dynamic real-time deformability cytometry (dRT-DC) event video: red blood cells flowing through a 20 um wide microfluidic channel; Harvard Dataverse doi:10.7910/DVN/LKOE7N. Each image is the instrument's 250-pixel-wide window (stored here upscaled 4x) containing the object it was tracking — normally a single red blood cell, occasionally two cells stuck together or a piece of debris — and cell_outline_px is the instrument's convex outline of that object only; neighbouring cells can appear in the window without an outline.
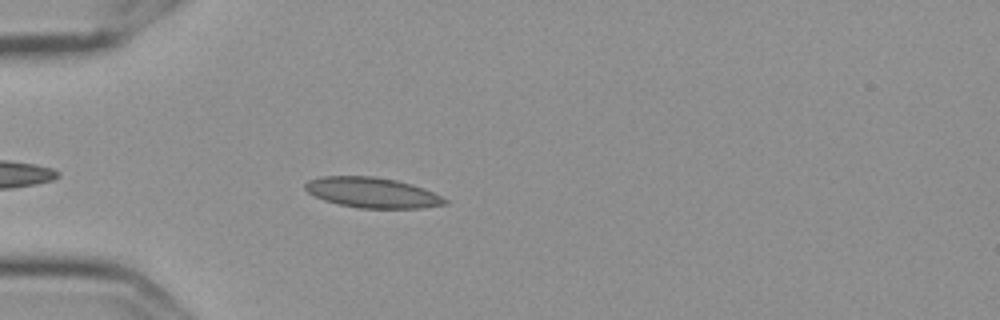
{"species": "Egyptian fruit bat (a non-hibernating species)", "species_latin": "Rousettus aegyptiacus", "temperature_condition": "cold", "stored_images_in_passage": 45, "camera_frame_rate_fps": 3000, "um_per_image_px": 0.085, "frame": {"image": 1, "passage_image": 5, "time_ms": 1.333, "image_size_px": [1000, 320], "cell_outline_px": [[448, 204], [424, 208], [360, 208], [340, 204], [324, 200], [308, 192], [304, 188], [304, 184], [308, 180], [320, 176], [376, 176], [396, 180], [412, 184], [424, 188], [448, 200]], "centroid_in_image_um": [31.65, 16.36], "position_along_channel_um": 53.4, "area_um2": 24.74}}
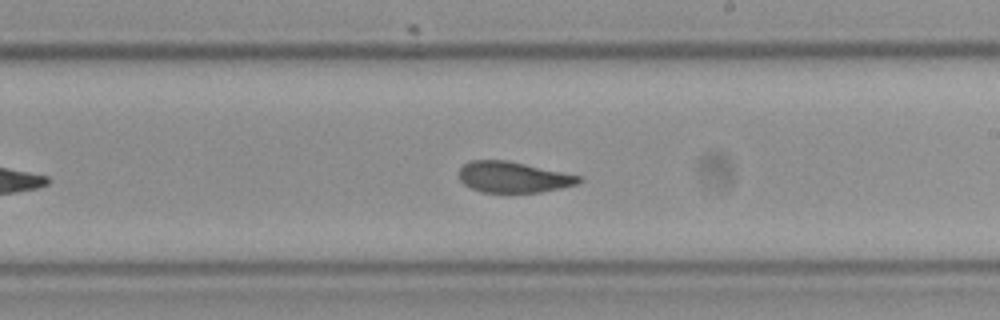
{"frame": {"image": 2, "passage_image": 22, "time_ms": 7.0, "image_size_px": [1000, 320], "cell_outline_px": [[584, 180], [576, 184], [560, 188], [540, 192], [484, 192], [472, 188], [464, 184], [460, 180], [460, 168], [464, 164], [472, 160], [508, 160], [580, 176]], "centroid_in_image_um": [43.63, 15.05], "position_along_channel_um": 245.4, "area_um2": 21.33}}
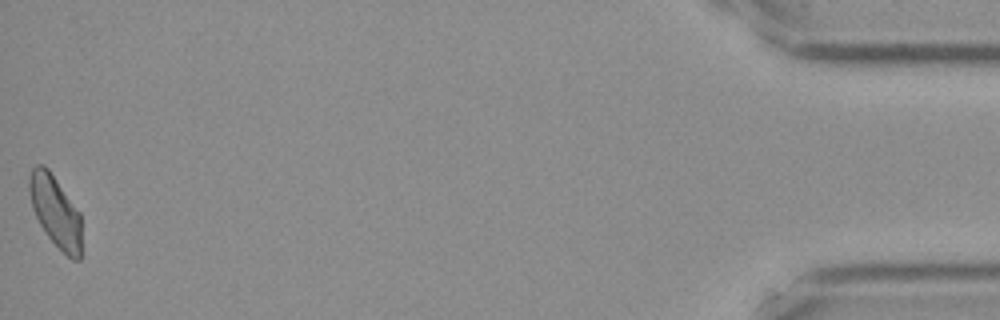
{"frame": {"image": 3, "passage_image": 45, "time_ms": 14.667, "image_size_px": [1000, 320], "cell_outline_px": [[80, 260], [72, 260], [48, 236], [40, 224], [32, 208], [28, 192], [28, 176], [32, 168], [36, 164], [44, 164], [48, 168], [80, 212]], "centroid_in_image_um": [4.68, 17.9], "position_along_channel_um": 430.5, "area_um2": 21.62}, "authors_computed_cell_mechanics": {"area_um2": 22.7732, "velocity_mm_per_s": 3.5837, "shape_relaxation_time_tau1_ms": 9.5776, "shape_relaxation_time_tau2_ms": 1.9281, "deformation_change_tau1": 0.177, "deformation_change_tau2": 0.0691}}